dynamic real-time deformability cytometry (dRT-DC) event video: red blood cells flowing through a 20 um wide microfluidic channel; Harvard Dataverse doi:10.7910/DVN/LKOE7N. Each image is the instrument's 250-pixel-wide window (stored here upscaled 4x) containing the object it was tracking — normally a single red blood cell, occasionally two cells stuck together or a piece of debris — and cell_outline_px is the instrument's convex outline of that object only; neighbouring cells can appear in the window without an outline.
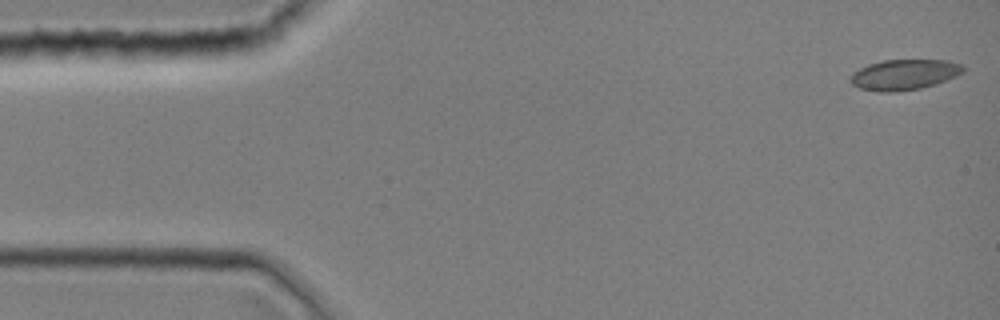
{"species": "common noctule bat (a hibernating species)", "species_latin": "Nyctalus noctula", "temperature_condition": "room temperature", "stored_images_in_passage": 1, "camera_frame_rate_fps": 3000, "um_per_image_px": 0.085, "animal": {"sex": "female", "body_mass_g": 19.0, "forearm_length_mm": 51.5}, "frame": {"image": 1, "passage_image": 1, "time_ms": 0.0, "image_size_px": [1000, 320], "cell_outline_px": [[964, 72], [956, 76], [936, 84], [920, 88], [896, 92], [880, 92], [860, 88], [852, 84], [848, 80], [848, 76], [852, 72], [868, 64], [884, 60], [948, 60], [964, 64]], "centroid_in_image_um": [76.85, 6.34], "position_along_channel_um": 8.2, "area_um2": 20.29}}